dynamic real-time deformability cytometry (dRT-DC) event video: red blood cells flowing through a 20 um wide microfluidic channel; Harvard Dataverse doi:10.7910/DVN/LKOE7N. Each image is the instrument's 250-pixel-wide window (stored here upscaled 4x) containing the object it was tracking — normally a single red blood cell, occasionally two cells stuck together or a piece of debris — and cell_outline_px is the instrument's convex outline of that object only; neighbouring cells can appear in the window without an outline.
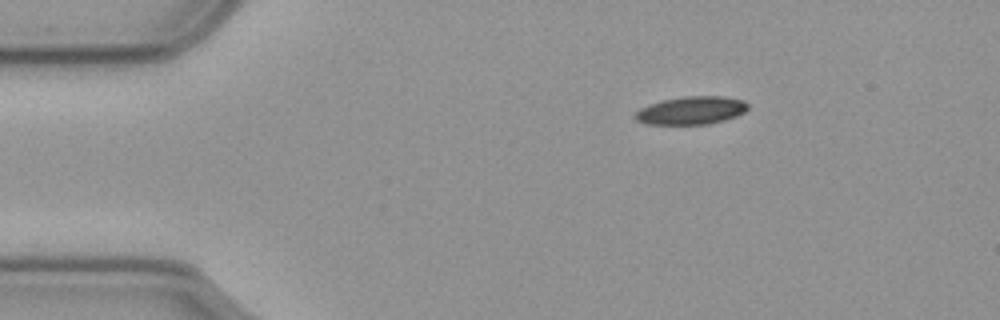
{"species": "common noctule bat (a hibernating species)", "species_latin": "Nyctalus noctula", "temperature_condition": "cold", "stored_images_in_passage": 49, "camera_frame_rate_fps": 3000, "um_per_image_px": 0.085, "animal": {"sex": "male", "body_mass_g": 23.1, "forearm_length_mm": 52.7}, "frame": {"image": 1, "passage_image": 1, "time_ms": 0.0, "image_size_px": [1000, 320], "cell_outline_px": [[748, 108], [744, 112], [736, 116], [724, 120], [708, 124], [644, 124], [636, 120], [636, 112], [640, 108], [664, 100], [684, 96], [720, 96], [744, 100], [748, 104]], "centroid_in_image_um": [58.78, 9.39], "position_along_channel_um": 26.2, "area_um2": 18.21}}
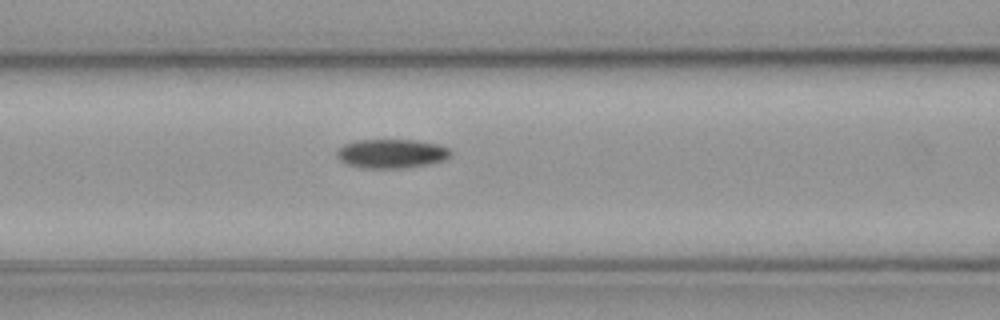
{"frame": {"image": 2, "passage_image": 15, "time_ms": 4.667, "image_size_px": [1000, 320], "cell_outline_px": [[452, 156], [444, 160], [428, 164], [400, 168], [368, 168], [348, 164], [340, 160], [336, 156], [336, 152], [344, 144], [356, 140], [416, 140], [436, 144], [448, 148], [452, 152]], "centroid_in_image_um": [33.29, 13.05], "position_along_channel_um": 133.3, "area_um2": 19.13}}
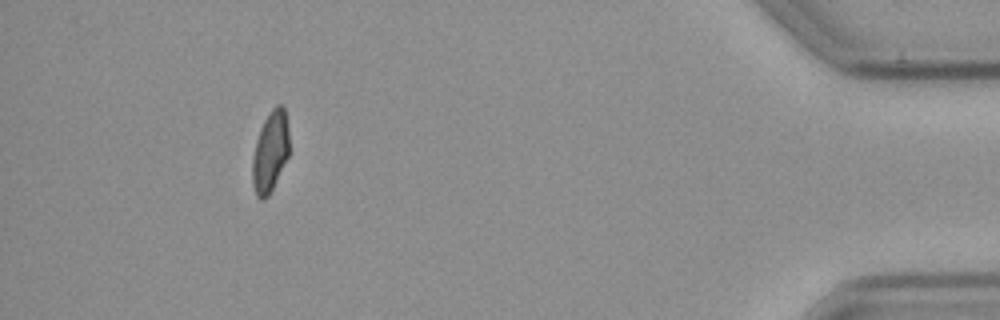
{"frame": {"image": 3, "passage_image": 44, "time_ms": 14.333, "image_size_px": [1000, 320], "cell_outline_px": [[288, 156], [268, 196], [264, 200], [260, 200], [256, 196], [252, 184], [252, 160], [256, 140], [260, 128], [264, 120], [272, 108], [276, 104], [284, 104], [288, 132]], "centroid_in_image_um": [22.95, 12.89], "position_along_channel_um": 412.3, "area_um2": 17.28}}